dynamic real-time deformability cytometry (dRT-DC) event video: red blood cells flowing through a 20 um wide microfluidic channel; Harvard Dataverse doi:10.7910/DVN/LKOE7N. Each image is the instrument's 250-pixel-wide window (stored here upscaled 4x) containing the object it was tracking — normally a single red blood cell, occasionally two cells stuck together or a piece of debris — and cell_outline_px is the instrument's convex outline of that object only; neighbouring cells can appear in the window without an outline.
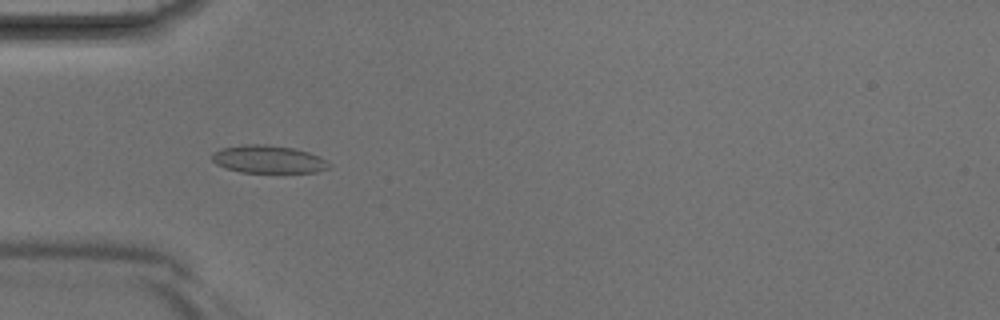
{"species": "Egyptian fruit bat (a non-hibernating species)", "species_latin": "Rousettus aegyptiacus", "temperature_condition": "room temperature", "stored_images_in_passage": 42, "camera_frame_rate_fps": 3000, "um_per_image_px": 0.085, "animal": {"sex": "male"}, "frame": {"image": 1, "passage_image": 13, "time_ms": 4.0, "image_size_px": [1000, 320], "cell_outline_px": [[332, 168], [316, 172], [240, 172], [224, 168], [216, 164], [212, 160], [212, 156], [220, 148], [248, 144], [264, 144], [292, 148], [308, 152], [320, 156]], "centroid_in_image_um": [22.8, 13.54], "position_along_channel_um": 62.2, "area_um2": 18.79}}
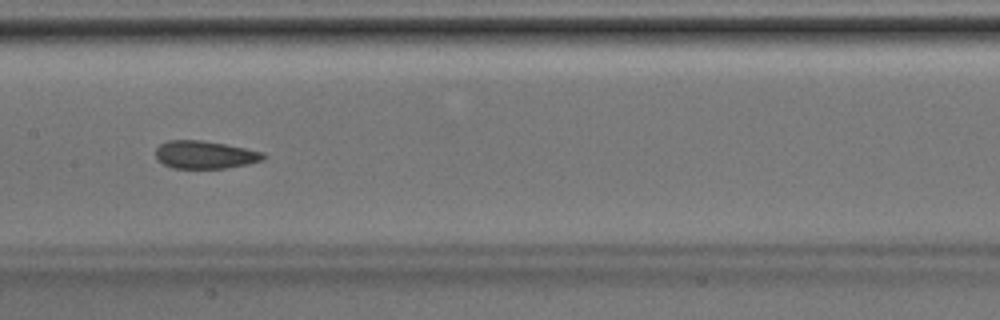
{"frame": {"image": 2, "passage_image": 21, "time_ms": 6.667, "image_size_px": [1000, 320], "cell_outline_px": [[268, 156], [264, 160], [248, 164], [224, 168], [172, 168], [156, 160], [156, 148], [160, 144], [168, 140], [200, 140], [224, 144], [264, 152]], "centroid_in_image_um": [17.42, 13.15], "position_along_channel_um": 190.0, "area_um2": 17.51}}
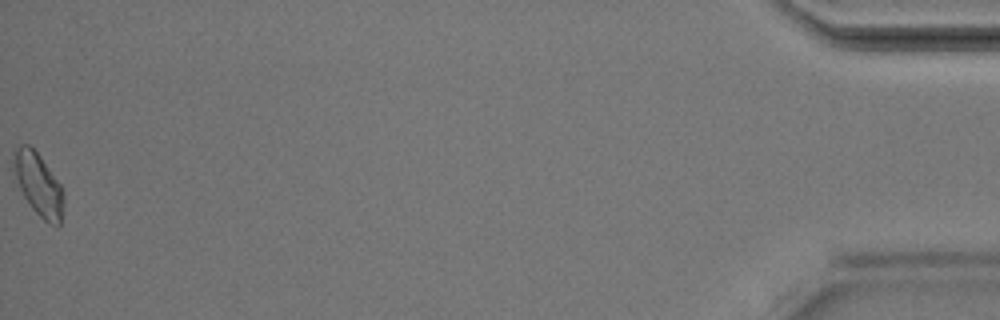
{"frame": {"image": 3, "passage_image": 42, "time_ms": 13.667, "image_size_px": [1000, 320], "cell_outline_px": [[64, 196], [60, 224], [48, 224], [28, 204], [20, 188], [12, 168], [12, 152], [20, 144], [28, 144], [40, 156], [60, 184]], "centroid_in_image_um": [3.23, 15.64], "position_along_channel_um": 432.0, "area_um2": 18.09}}